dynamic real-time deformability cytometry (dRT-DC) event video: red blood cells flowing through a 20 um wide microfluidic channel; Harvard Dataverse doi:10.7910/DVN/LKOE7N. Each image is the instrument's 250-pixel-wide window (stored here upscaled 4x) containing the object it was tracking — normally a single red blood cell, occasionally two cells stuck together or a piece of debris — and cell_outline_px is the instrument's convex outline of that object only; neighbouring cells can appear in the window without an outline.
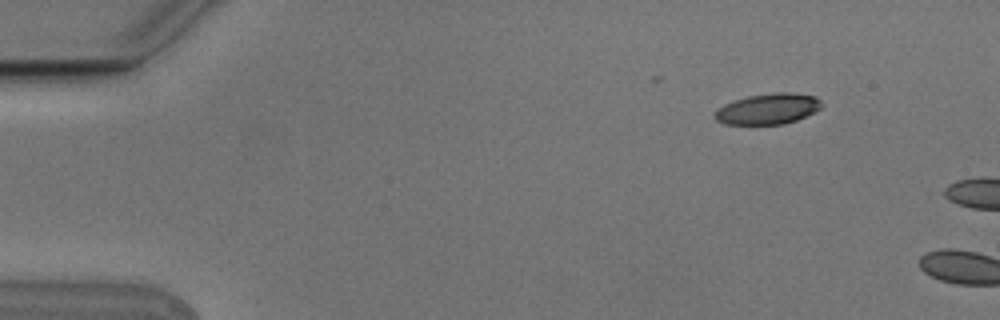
{"species": "Egyptian fruit bat (a non-hibernating species)", "species_latin": "Rousettus aegyptiacus", "temperature_condition": "cold", "stored_images_in_passage": 3, "camera_frame_rate_fps": 3000, "um_per_image_px": 0.085, "animal": {"sex": "male"}, "frame": {"image": 1, "passage_image": 3, "time_ms": 0.667, "image_size_px": [1000, 320], "cell_outline_px": [[824, 104], [820, 108], [796, 120], [784, 124], [724, 124], [716, 120], [712, 116], [724, 104], [748, 96], [772, 92], [788, 92], [816, 96]], "centroid_in_image_um": [65.28, 9.25], "position_along_channel_um": 19.7, "area_um2": 19.02}}